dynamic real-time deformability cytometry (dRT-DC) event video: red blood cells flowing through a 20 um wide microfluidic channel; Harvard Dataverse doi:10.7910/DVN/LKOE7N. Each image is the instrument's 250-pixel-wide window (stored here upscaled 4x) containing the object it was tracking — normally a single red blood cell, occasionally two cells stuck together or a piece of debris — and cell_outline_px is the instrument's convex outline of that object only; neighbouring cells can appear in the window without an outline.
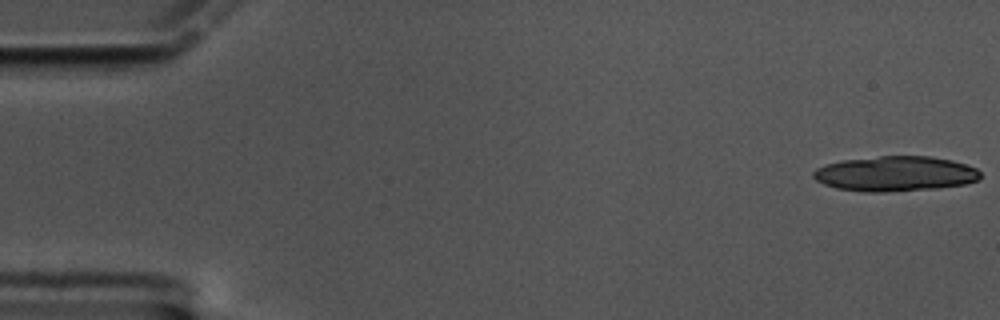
{"species": "common noctule bat (a hibernating species)", "species_latin": "Nyctalus noctula", "temperature_condition": "cold", "stored_images_in_passage": 20, "camera_frame_rate_fps": 3000, "um_per_image_px": 0.085, "animal": {"sex": "male", "body_mass_g": 17.5, "forearm_length_mm": 52.3}, "frame": {"image": 1, "passage_image": 1, "time_ms": 0.0, "image_size_px": [1000, 320], "cell_outline_px": [[980, 180], [964, 184], [936, 188], [884, 192], [864, 192], [836, 188], [824, 184], [816, 180], [812, 176], [812, 172], [816, 168], [824, 164], [844, 160], [880, 156], [928, 156], [952, 160], [976, 168], [980, 172]], "centroid_in_image_um": [76.07, 14.77], "position_along_channel_um": 8.9, "area_um2": 34.16}}